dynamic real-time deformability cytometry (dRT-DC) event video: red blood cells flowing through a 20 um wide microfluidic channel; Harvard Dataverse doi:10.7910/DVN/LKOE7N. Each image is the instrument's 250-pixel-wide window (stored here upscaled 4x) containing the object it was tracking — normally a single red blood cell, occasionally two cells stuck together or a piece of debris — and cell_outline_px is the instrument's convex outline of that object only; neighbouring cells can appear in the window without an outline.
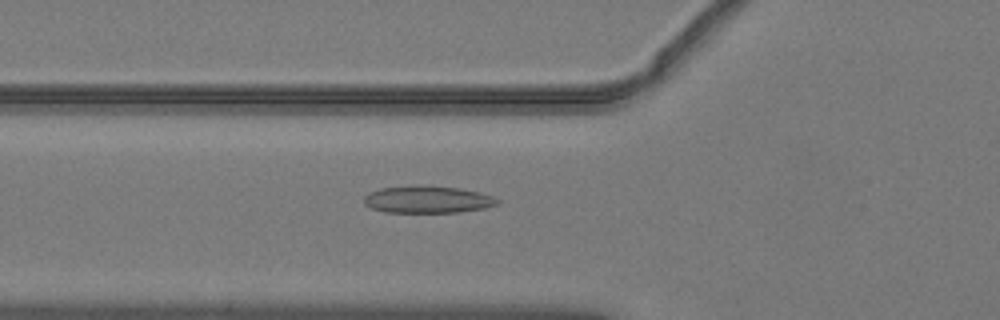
{"species": "common noctule bat (a hibernating species)", "species_latin": "Nyctalus noctula", "temperature_condition": "warm", "stored_images_in_passage": 36, "camera_frame_rate_fps": 3000, "um_per_image_px": 0.085, "animal": {"sex": "male", "body_mass_g": 19.2, "forearm_length_mm": 51.8}, "frame": {"image": 1, "passage_image": 4, "time_ms": 1.0, "image_size_px": [1000, 320], "cell_outline_px": [[500, 204], [484, 208], [456, 212], [384, 212], [372, 208], [364, 204], [364, 196], [368, 192], [380, 188], [416, 184], [428, 184], [460, 188], [480, 192], [492, 196], [500, 200]], "centroid_in_image_um": [36.33, 16.93], "position_along_channel_um": 89.5, "area_um2": 21.56}}
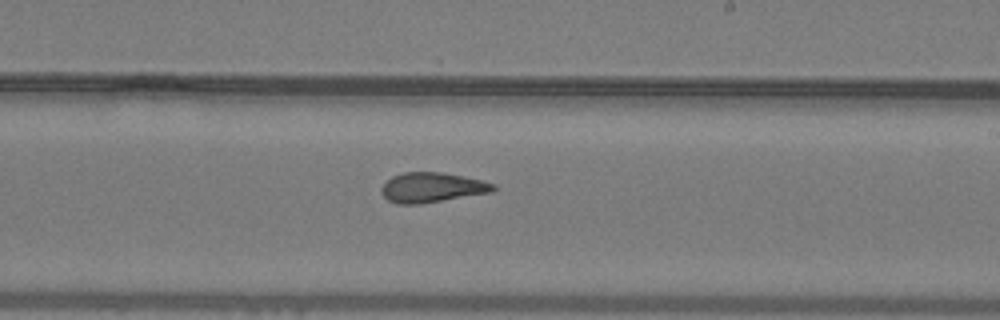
{"frame": {"image": 2, "passage_image": 16, "time_ms": 5.0, "image_size_px": [1000, 320], "cell_outline_px": [[496, 188], [492, 192], [420, 204], [396, 204], [388, 200], [380, 192], [380, 188], [392, 176], [404, 172], [440, 172], [480, 180], [496, 184]], "centroid_in_image_um": [36.69, 15.94], "position_along_channel_um": 252.3, "area_um2": 19.36}}
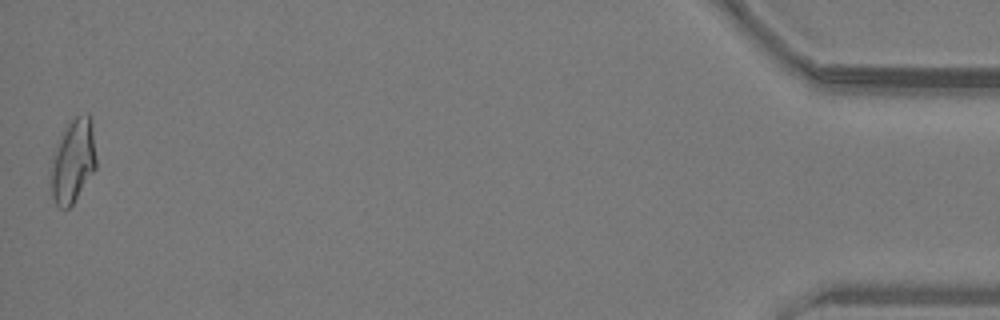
{"frame": {"image": 3, "passage_image": 36, "time_ms": 11.667, "image_size_px": [1000, 320], "cell_outline_px": [[96, 168], [72, 204], [68, 208], [60, 208], [56, 204], [52, 196], [52, 156], [64, 128], [68, 120], [76, 116], [88, 112], [92, 116], [96, 160]], "centroid_in_image_um": [6.23, 13.6], "position_along_channel_um": 429.0, "area_um2": 22.08}, "authors_computed_cell_mechanics": {"area_um2": 19.7965, "velocity_mm_per_s": 4.0554, "shape_relaxation_time_tau1_ms": null, "shape_relaxation_time_tau2_ms": 1.9457, "deformation_change_tau1": null, "deformation_change_tau2": 0.1048}}